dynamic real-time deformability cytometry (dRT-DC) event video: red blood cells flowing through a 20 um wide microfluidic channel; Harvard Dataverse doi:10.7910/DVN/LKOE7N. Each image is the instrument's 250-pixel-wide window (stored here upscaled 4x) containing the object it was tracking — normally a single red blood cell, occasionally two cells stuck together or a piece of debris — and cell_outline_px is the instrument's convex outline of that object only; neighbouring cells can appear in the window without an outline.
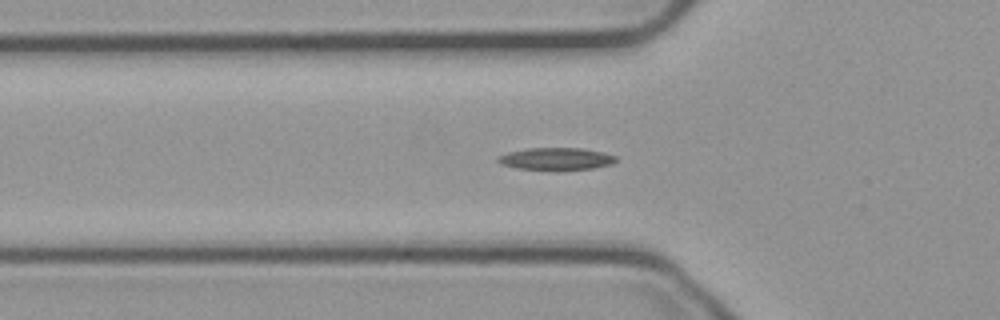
{"species": "common noctule bat (a hibernating species)", "species_latin": "Nyctalus noctula", "temperature_condition": "cold", "stored_images_in_passage": 44, "camera_frame_rate_fps": 3000, "um_per_image_px": 0.085, "animal": {"sex": "male", "body_mass_g": 23.1, "forearm_length_mm": 52.7}, "frame": {"image": 1, "passage_image": 14, "time_ms": 4.333, "image_size_px": [1000, 320], "cell_outline_px": [[616, 160], [612, 164], [592, 168], [516, 168], [500, 164], [496, 160], [496, 156], [508, 152], [528, 148], [580, 148], [604, 152], [616, 156]], "centroid_in_image_um": [47.23, 13.46], "position_along_channel_um": 78.6, "area_um2": 14.8}}
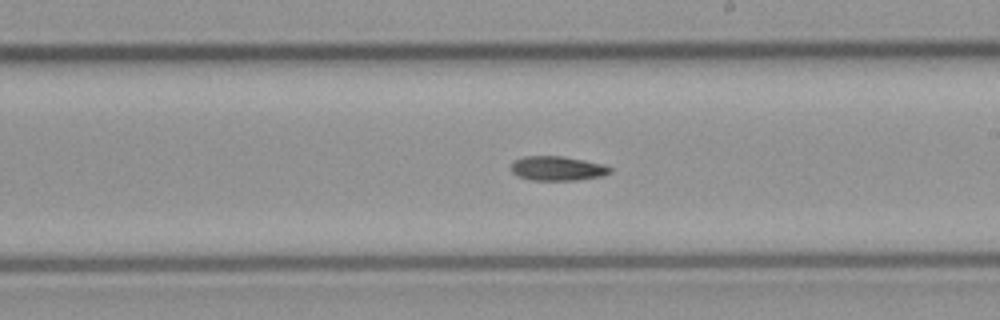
{"frame": {"image": 2, "passage_image": 27, "time_ms": 8.667, "image_size_px": [1000, 320], "cell_outline_px": [[612, 172], [604, 176], [576, 180], [532, 180], [516, 176], [512, 172], [512, 164], [516, 160], [524, 156], [560, 156], [584, 160], [604, 164], [612, 168]], "centroid_in_image_um": [47.42, 14.32], "position_along_channel_um": 241.6, "area_um2": 14.1}}
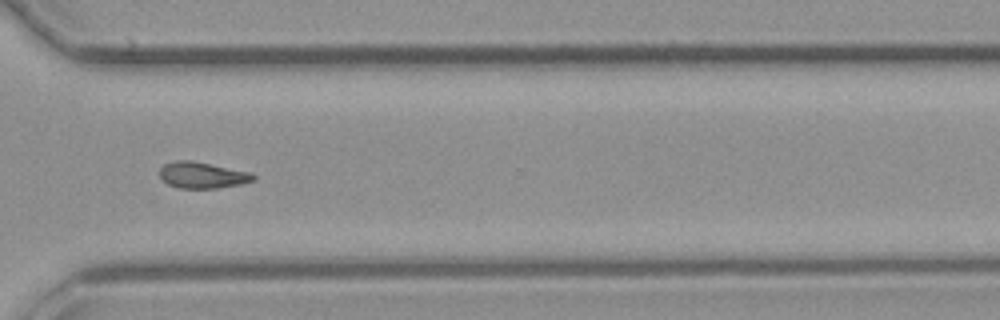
{"frame": {"image": 3, "passage_image": 36, "time_ms": 11.667, "image_size_px": [1000, 320], "cell_outline_px": [[256, 180], [244, 184], [216, 188], [180, 188], [168, 184], [160, 176], [160, 168], [164, 164], [176, 160], [188, 160], [252, 172], [256, 176]], "centroid_in_image_um": [17.25, 14.89], "position_along_channel_um": 353.4, "area_um2": 14.33}}